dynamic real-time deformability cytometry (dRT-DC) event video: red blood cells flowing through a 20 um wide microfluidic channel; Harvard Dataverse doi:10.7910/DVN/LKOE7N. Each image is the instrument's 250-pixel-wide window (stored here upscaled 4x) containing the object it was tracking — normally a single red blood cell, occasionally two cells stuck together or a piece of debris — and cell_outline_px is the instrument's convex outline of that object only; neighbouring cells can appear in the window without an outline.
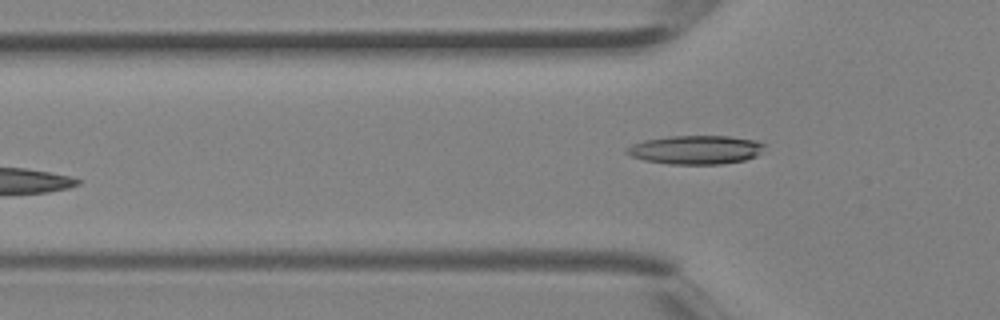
{"species": "Egyptian fruit bat (a non-hibernating species)", "species_latin": "Rousettus aegyptiacus", "temperature_condition": "room temperature", "stored_images_in_passage": 4, "camera_frame_rate_fps": 3000, "um_per_image_px": 0.085, "animal": {"sex": "female"}, "frame": {"image": 1, "passage_image": 4, "time_ms": 1.0, "image_size_px": [1000, 320], "cell_outline_px": [[764, 144], [760, 152], [756, 156], [744, 160], [720, 164], [668, 164], [644, 160], [632, 156], [624, 152], [624, 148], [632, 144], [644, 140], [668, 136], [728, 136], [756, 140]], "centroid_in_image_um": [59.09, 12.73], "position_along_channel_um": 66.7, "area_um2": 23.06}}